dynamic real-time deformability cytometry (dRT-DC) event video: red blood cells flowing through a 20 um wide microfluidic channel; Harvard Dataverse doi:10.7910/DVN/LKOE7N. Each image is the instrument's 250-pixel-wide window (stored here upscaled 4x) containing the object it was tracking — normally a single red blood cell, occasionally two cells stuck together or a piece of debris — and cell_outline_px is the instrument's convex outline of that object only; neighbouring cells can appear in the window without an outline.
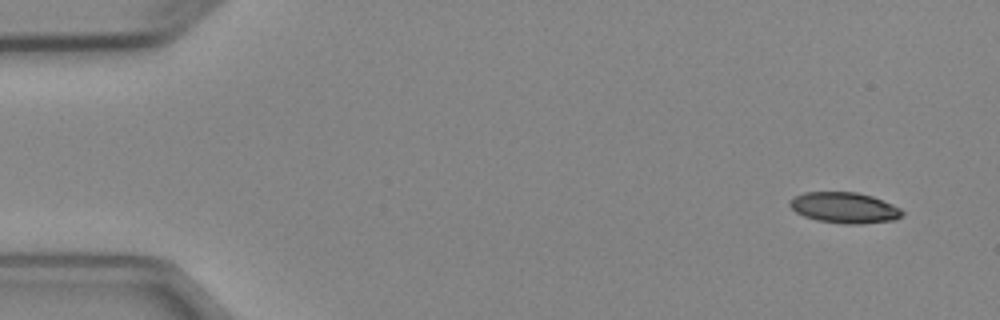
{"species": "Egyptian fruit bat (a non-hibernating species)", "species_latin": "Rousettus aegyptiacus", "temperature_condition": "cold", "stored_images_in_passage": 6, "camera_frame_rate_fps": 3000, "um_per_image_px": 0.085, "animal": {"sex": "female"}, "frame": {"image": 1, "passage_image": 1, "time_ms": 0.0, "image_size_px": [1000, 320], "cell_outline_px": [[904, 212], [896, 220], [860, 224], [844, 224], [816, 220], [804, 216], [796, 212], [788, 204], [788, 200], [792, 196], [804, 192], [856, 192], [872, 196], [892, 204], [900, 208]], "centroid_in_image_um": [71.74, 17.65], "position_along_channel_um": 13.3, "area_um2": 20.35}}
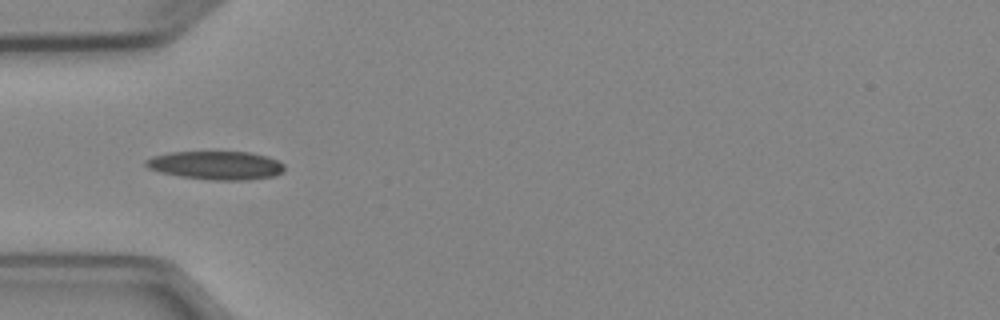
{"frame": {"image": 2, "passage_image": 4, "time_ms": 4.333, "image_size_px": [1000, 320], "cell_outline_px": [[284, 172], [276, 176], [244, 180], [212, 180], [180, 176], [160, 172], [148, 168], [144, 164], [144, 160], [152, 156], [168, 152], [252, 152], [268, 156], [284, 164]], "centroid_in_image_um": [18.37, 14.05], "position_along_channel_um": 66.6, "area_um2": 23.18}}